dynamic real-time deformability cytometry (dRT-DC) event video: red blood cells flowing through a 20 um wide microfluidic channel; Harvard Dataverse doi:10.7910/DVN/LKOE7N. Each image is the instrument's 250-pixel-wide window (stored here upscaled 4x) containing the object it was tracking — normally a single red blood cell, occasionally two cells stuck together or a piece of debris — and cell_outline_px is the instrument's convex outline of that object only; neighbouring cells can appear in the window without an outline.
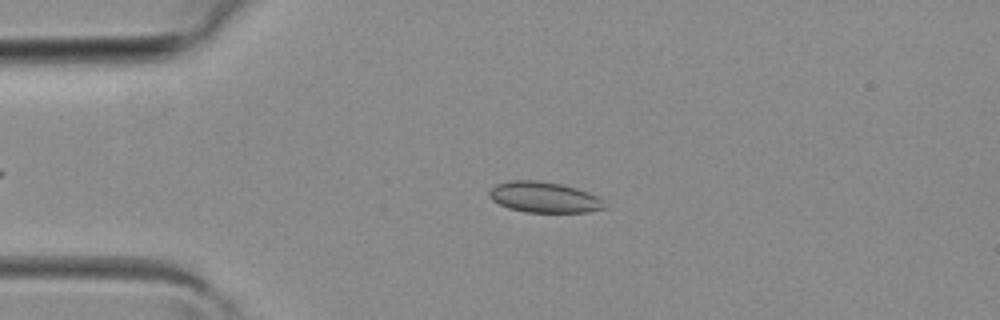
{"species": "common noctule bat (a hibernating species)", "species_latin": "Nyctalus noctula", "temperature_condition": "room temperature", "stored_images_in_passage": 33, "camera_frame_rate_fps": 3000, "um_per_image_px": 0.085, "animal": {"sex": "female", "body_mass_g": 19.3, "forearm_length_mm": 54.1}, "frame": {"image": 1, "passage_image": 3, "time_ms": 0.667, "image_size_px": [1000, 320], "cell_outline_px": [[608, 208], [588, 212], [524, 212], [508, 208], [492, 200], [488, 196], [488, 192], [496, 184], [508, 180], [540, 180], [560, 184], [576, 188], [600, 196], [604, 200]], "centroid_in_image_um": [46.28, 16.76], "position_along_channel_um": 38.7, "area_um2": 20.98}}
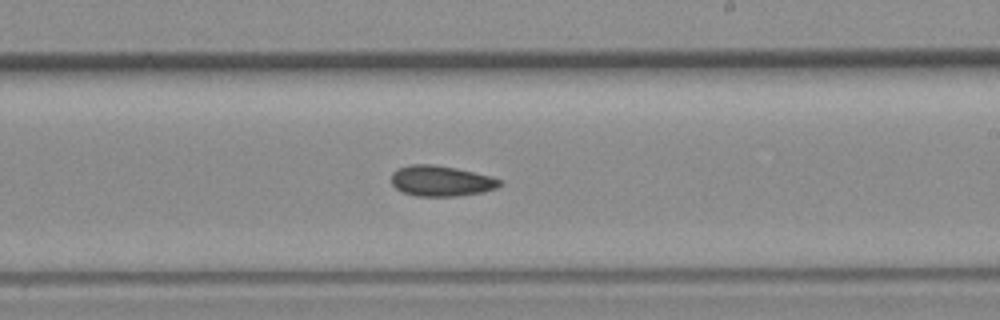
{"frame": {"image": 2, "passage_image": 17, "time_ms": 5.333, "image_size_px": [1000, 320], "cell_outline_px": [[504, 184], [496, 188], [484, 192], [460, 196], [416, 196], [404, 192], [396, 188], [392, 184], [392, 172], [396, 168], [408, 164], [432, 164], [456, 168], [492, 176], [504, 180]], "centroid_in_image_um": [37.53, 15.37], "position_along_channel_um": 251.5, "area_um2": 19.65}}
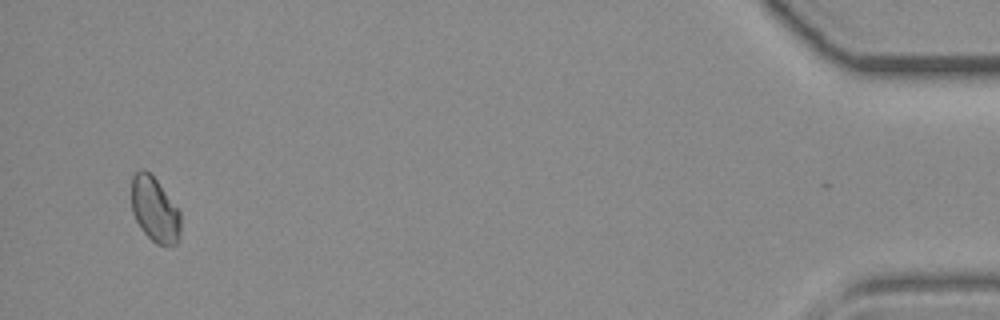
{"frame": {"image": 3, "passage_image": 32, "time_ms": 10.333, "image_size_px": [1000, 320], "cell_outline_px": [[180, 232], [176, 244], [156, 244], [140, 228], [132, 212], [132, 176], [140, 168], [144, 168], [156, 180], [180, 208]], "centroid_in_image_um": [13.16, 17.79], "position_along_channel_um": 422.0, "area_um2": 18.61}}